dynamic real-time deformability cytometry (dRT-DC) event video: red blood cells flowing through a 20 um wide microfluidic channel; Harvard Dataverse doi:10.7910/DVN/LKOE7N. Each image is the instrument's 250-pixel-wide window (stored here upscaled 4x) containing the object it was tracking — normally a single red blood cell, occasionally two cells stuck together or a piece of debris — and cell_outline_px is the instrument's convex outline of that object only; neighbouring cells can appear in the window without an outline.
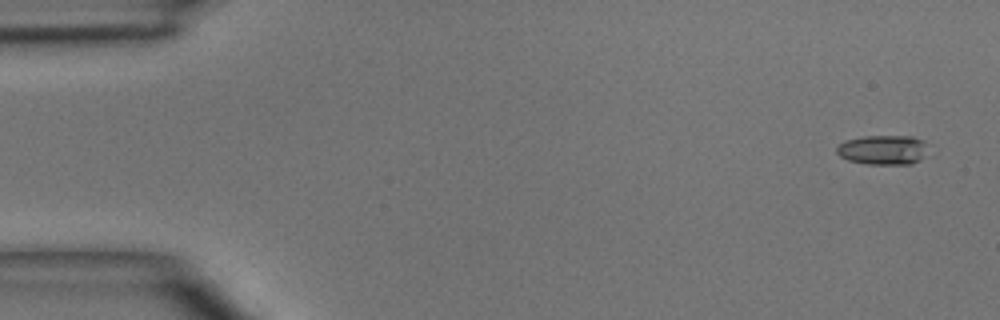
{"species": "common noctule bat (a hibernating species)", "species_latin": "Nyctalus noctula", "temperature_condition": "room temperature", "stored_images_in_passage": 4, "camera_frame_rate_fps": 3000, "um_per_image_px": 0.085, "animal": {"sex": "male", "body_mass_g": 15.6}, "frame": {"image": 1, "passage_image": 1, "time_ms": 0.0, "image_size_px": [1000, 320], "cell_outline_px": [[924, 144], [920, 160], [912, 164], [868, 164], [848, 160], [840, 156], [836, 152], [836, 148], [844, 140], [864, 136], [912, 136], [924, 140]], "centroid_in_image_um": [74.98, 12.73], "position_along_channel_um": 10.0, "area_um2": 15.49}}
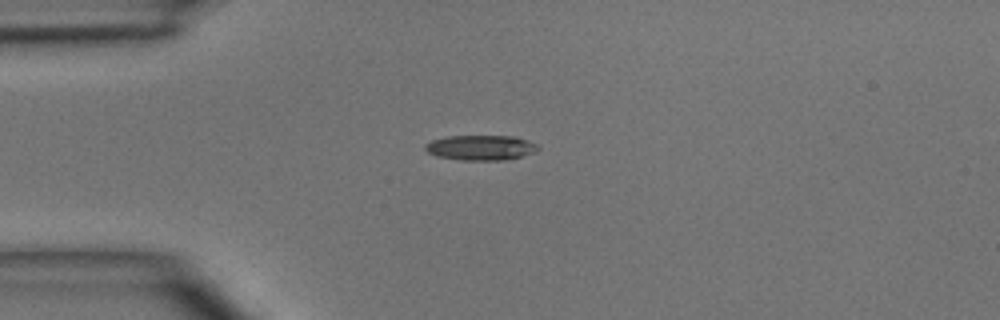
{"frame": {"image": 2, "passage_image": 4, "time_ms": 3.333, "image_size_px": [1000, 320], "cell_outline_px": [[540, 148], [536, 152], [504, 160], [460, 160], [436, 156], [428, 152], [424, 148], [424, 144], [432, 140], [448, 136], [512, 136], [528, 140], [536, 144]], "centroid_in_image_um": [40.85, 12.55], "position_along_channel_um": 44.2, "area_um2": 16.47}}